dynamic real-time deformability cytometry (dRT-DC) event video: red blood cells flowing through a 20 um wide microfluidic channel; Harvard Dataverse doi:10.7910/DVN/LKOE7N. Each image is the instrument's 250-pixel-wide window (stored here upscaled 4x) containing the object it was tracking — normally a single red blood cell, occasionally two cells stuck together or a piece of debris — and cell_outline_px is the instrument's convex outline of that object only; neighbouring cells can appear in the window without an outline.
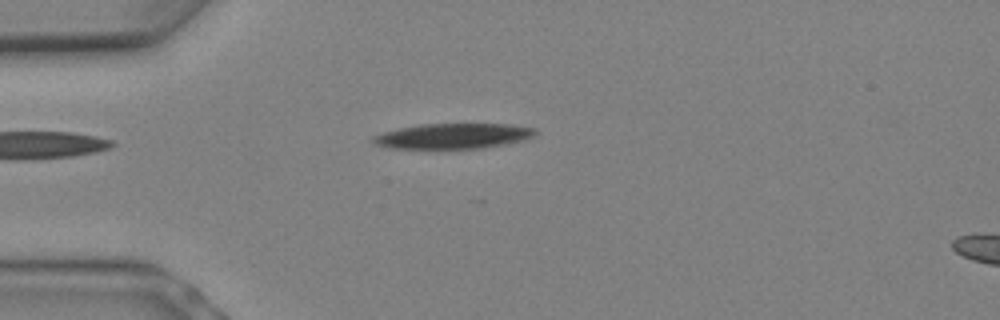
{"species": "Egyptian fruit bat (a non-hibernating species)", "species_latin": "Rousettus aegyptiacus", "temperature_condition": "warm", "stored_images_in_passage": 7, "camera_frame_rate_fps": 3000, "um_per_image_px": 0.085, "animal": {"sex": "female"}, "frame": {"image": 1, "passage_image": 5, "time_ms": 1.333, "image_size_px": [1000, 320], "cell_outline_px": [[536, 132], [532, 136], [524, 140], [484, 148], [388, 148], [372, 144], [368, 140], [372, 136], [384, 132], [400, 128], [420, 124], [508, 124], [536, 128]], "centroid_in_image_um": [38.45, 11.56], "position_along_channel_um": 46.5, "area_um2": 23.93}}
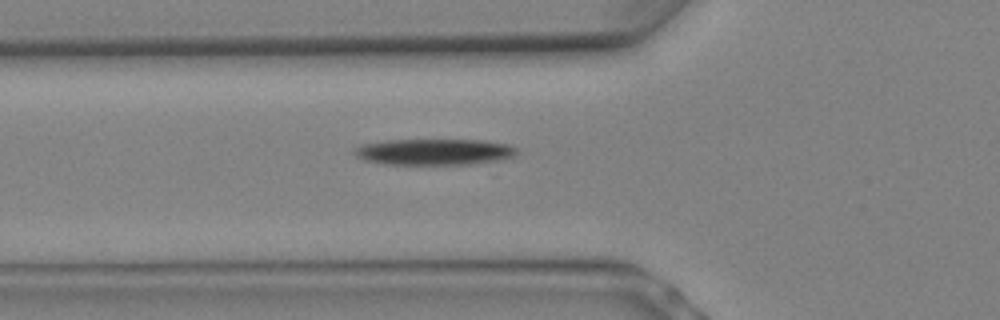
{"frame": {"image": 2, "passage_image": 7, "time_ms": 2.0, "image_size_px": [1000, 320], "cell_outline_px": [[520, 152], [516, 156], [504, 160], [472, 164], [384, 164], [364, 160], [356, 156], [352, 152], [352, 148], [360, 144], [388, 140], [480, 140], [508, 144], [516, 148]], "centroid_in_image_um": [36.92, 12.91], "position_along_channel_um": 88.9, "area_um2": 25.14}}